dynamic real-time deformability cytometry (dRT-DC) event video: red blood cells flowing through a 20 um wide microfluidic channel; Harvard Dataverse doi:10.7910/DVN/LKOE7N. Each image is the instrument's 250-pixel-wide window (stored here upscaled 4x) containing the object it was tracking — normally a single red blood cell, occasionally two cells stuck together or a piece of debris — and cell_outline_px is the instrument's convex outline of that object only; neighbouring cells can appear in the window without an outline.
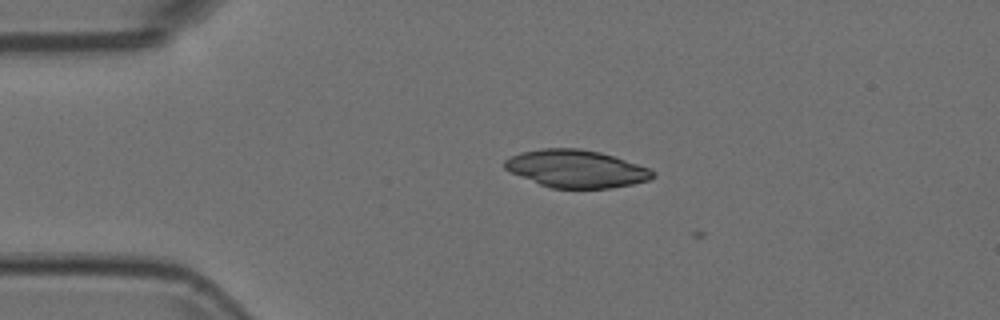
{"species": "Egyptian fruit bat (a non-hibernating species)", "species_latin": "Rousettus aegyptiacus", "temperature_condition": "room temperature", "stored_images_in_passage": 4, "camera_frame_rate_fps": 3000, "um_per_image_px": 0.085, "animal": {"sex": "female"}, "frame": {"image": 1, "passage_image": 3, "time_ms": 0.667, "image_size_px": [1000, 320], "cell_outline_px": [[656, 176], [648, 180], [632, 184], [612, 188], [552, 188], [540, 184], [508, 172], [504, 168], [504, 160], [512, 156], [524, 152], [544, 148], [576, 148], [600, 152], [648, 168], [656, 172]], "centroid_in_image_um": [48.96, 14.35], "position_along_channel_um": 36.0, "area_um2": 32.19}}